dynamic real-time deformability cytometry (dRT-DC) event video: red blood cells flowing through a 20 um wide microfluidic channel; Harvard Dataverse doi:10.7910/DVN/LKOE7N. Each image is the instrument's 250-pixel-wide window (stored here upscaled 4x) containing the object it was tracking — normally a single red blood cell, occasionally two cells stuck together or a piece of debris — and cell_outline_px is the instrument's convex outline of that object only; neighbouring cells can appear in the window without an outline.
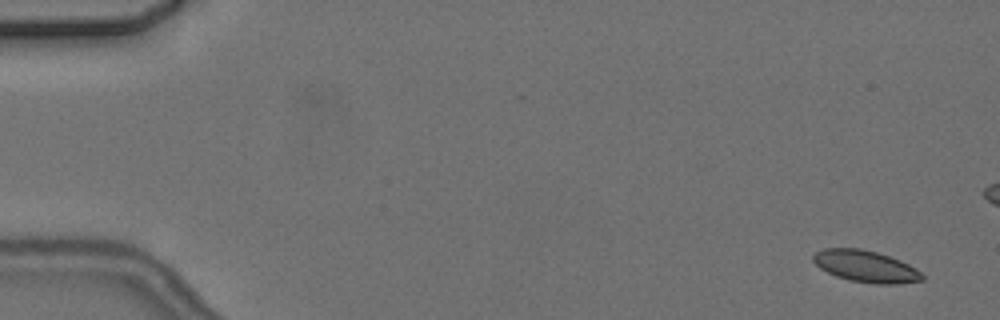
{"species": "common noctule bat (a hibernating species)", "species_latin": "Nyctalus noctula", "temperature_condition": "cold", "stored_images_in_passage": 6, "camera_frame_rate_fps": 3000, "um_per_image_px": 0.085, "animal": {"sex": "female", "body_mass_g": 24.6, "forearm_length_mm": 56.2}, "frame": {"image": 1, "passage_image": 1, "time_ms": 0.0, "image_size_px": [1000, 320], "cell_outline_px": [[924, 280], [896, 284], [876, 284], [848, 280], [836, 276], [820, 268], [812, 260], [812, 256], [816, 252], [824, 248], [860, 248], [876, 252], [900, 260], [916, 268], [924, 276]], "centroid_in_image_um": [73.58, 22.64], "position_along_channel_um": 11.4, "area_um2": 20.11}}